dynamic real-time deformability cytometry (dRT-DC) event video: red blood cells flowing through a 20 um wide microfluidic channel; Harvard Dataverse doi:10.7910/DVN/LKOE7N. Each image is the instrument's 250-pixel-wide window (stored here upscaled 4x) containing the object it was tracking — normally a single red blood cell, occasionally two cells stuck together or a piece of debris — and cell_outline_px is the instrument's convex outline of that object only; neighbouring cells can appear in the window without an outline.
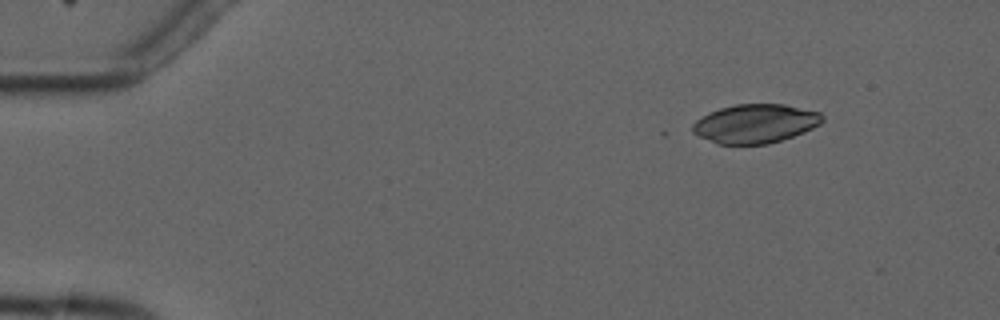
{"species": "common noctule bat (a hibernating species)", "species_latin": "Nyctalus noctula", "temperature_condition": "cold", "stored_images_in_passage": 4, "camera_frame_rate_fps": 3000, "um_per_image_px": 0.085, "animal": {"sex": "male", "forearm_length_mm": 52.5}, "frame": {"image": 1, "passage_image": 1, "time_ms": 0.0, "image_size_px": [1000, 320], "cell_outline_px": [[824, 120], [820, 124], [804, 132], [768, 144], [716, 144], [692, 132], [692, 124], [696, 120], [708, 112], [720, 108], [736, 104], [784, 104], [820, 112], [824, 116]], "centroid_in_image_um": [64.19, 10.5], "position_along_channel_um": 20.8, "area_um2": 29.42}}